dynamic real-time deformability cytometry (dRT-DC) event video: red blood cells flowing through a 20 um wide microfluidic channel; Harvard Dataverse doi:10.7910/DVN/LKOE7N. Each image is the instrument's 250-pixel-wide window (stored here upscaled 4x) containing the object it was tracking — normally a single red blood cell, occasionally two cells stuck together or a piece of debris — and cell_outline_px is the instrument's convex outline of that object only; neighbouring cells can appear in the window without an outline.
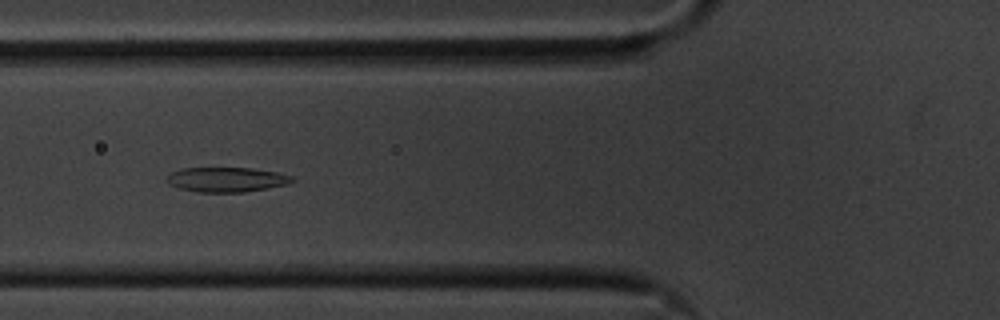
{"species": "common noctule bat (a hibernating species)", "species_latin": "Nyctalus noctula", "temperature_condition": "cold", "stored_images_in_passage": 23, "camera_frame_rate_fps": 3000, "um_per_image_px": 0.085, "animal": {"sex": "male", "body_mass_g": 20.1, "forearm_length_mm": 53.5}, "frame": {"image": 1, "passage_image": 10, "time_ms": 3.0, "image_size_px": [1000, 320], "cell_outline_px": [[296, 180], [288, 184], [268, 188], [244, 192], [200, 192], [180, 188], [168, 184], [168, 176], [172, 172], [184, 168], [252, 168], [276, 172], [292, 176]], "centroid_in_image_um": [19.3, 15.26], "position_along_channel_um": 106.5, "area_um2": 17.92}}
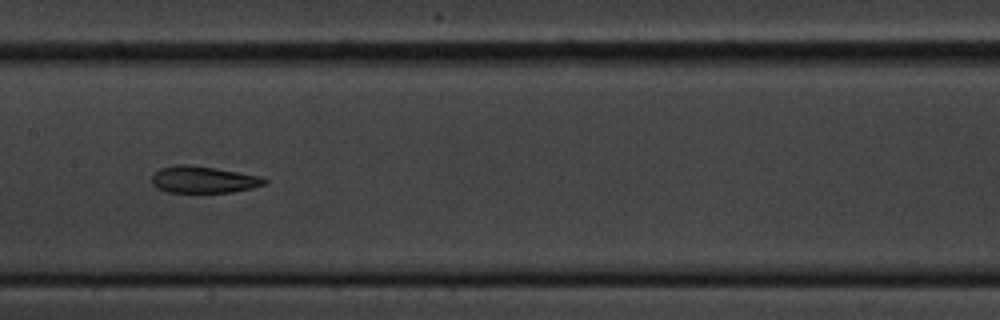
{"frame": {"image": 2, "passage_image": 17, "time_ms": 5.333, "image_size_px": [1000, 320], "cell_outline_px": [[268, 180], [264, 184], [252, 188], [232, 192], [168, 192], [156, 188], [152, 184], [152, 172], [160, 168], [176, 164], [188, 164], [216, 168], [264, 176]], "centroid_in_image_um": [17.28, 15.25], "position_along_channel_um": 190.1, "area_um2": 17.86}}